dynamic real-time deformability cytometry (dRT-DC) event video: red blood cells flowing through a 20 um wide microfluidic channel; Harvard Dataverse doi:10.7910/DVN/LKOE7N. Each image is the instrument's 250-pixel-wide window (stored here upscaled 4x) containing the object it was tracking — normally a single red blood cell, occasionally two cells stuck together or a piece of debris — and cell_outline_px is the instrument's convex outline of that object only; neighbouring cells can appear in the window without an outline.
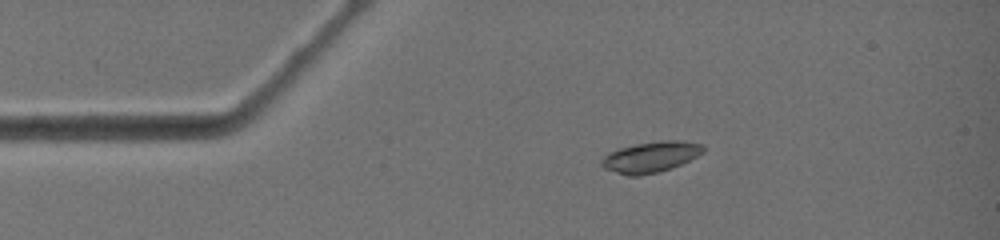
{"species": "common noctule bat (a hibernating species)", "species_latin": "Nyctalus noctula", "temperature_condition": "warm", "stored_images_in_passage": 5, "camera_frame_rate_fps": 3000, "um_per_image_px": 0.085, "animal": {"sex": "female", "body_mass_g": 19.0, "forearm_length_mm": 51.5}, "frame": {"image": 1, "passage_image": 1, "time_ms": 0.0, "image_size_px": [1000, 240], "cell_outline_px": [[704, 152], [672, 168], [640, 176], [628, 176], [604, 168], [600, 164], [600, 160], [608, 152], [620, 148], [636, 144], [660, 140], [680, 140], [704, 144]], "centroid_in_image_um": [55.3, 13.33], "position_along_channel_um": 29.7, "area_um2": 18.26}}